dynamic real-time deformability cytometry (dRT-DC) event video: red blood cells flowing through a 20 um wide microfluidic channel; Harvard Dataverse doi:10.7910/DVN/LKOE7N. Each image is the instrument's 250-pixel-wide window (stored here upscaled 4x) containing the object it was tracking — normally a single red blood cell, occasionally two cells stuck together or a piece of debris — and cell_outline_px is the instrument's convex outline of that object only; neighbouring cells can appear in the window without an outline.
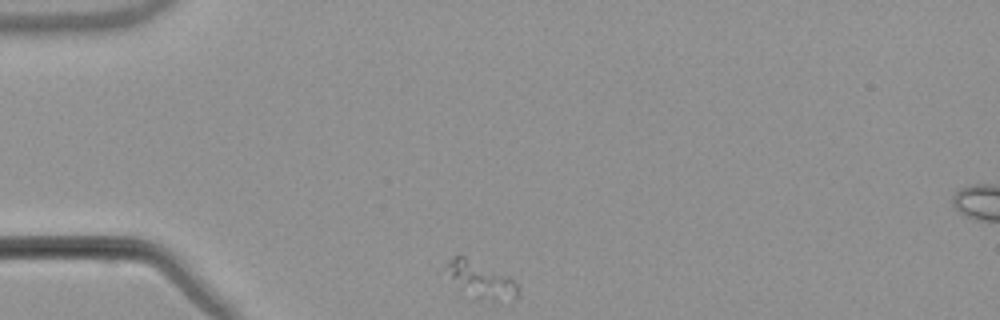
{"species": "common noctule bat (a hibernating species)", "species_latin": "Nyctalus noctula", "temperature_condition": "warm", "stored_images_in_passage": 34, "camera_frame_rate_fps": 3000, "um_per_image_px": 0.085, "animal": {"sex": "male", "body_mass_g": 21.5, "forearm_length_mm": 52.0}, "frame": {"image": 1, "passage_image": 1, "time_ms": 0.0, "image_size_px": [1000, 320], "cell_outline_px": [[520, 296], [492, 304], [472, 300], [444, 268], [444, 264], [452, 256], [464, 256], [508, 276], [516, 284], [520, 292]], "centroid_in_image_um": [40.9, 23.87], "position_along_channel_um": 44.1, "area_um2": 15.49}}
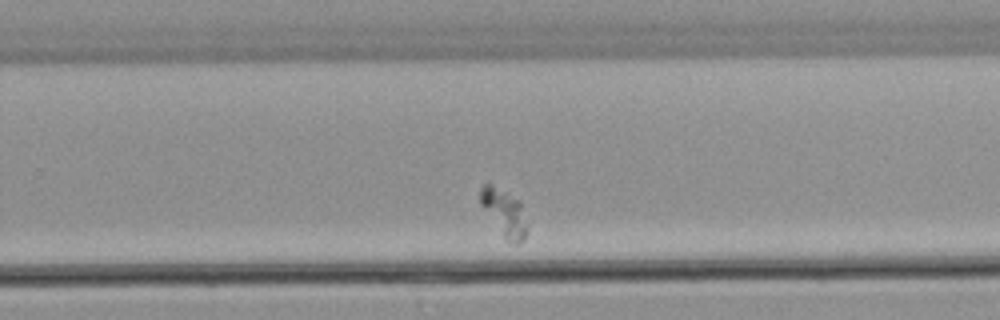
{"frame": {"image": 2, "passage_image": 25, "time_ms": 8.0, "image_size_px": [1000, 320], "cell_outline_px": [[528, 228], [524, 240], [520, 244], [512, 244], [504, 236], [480, 204], [480, 188], [484, 184], [488, 184], [520, 200], [528, 224]], "centroid_in_image_um": [42.91, 18.12], "position_along_channel_um": 286.9, "area_um2": 12.54}}
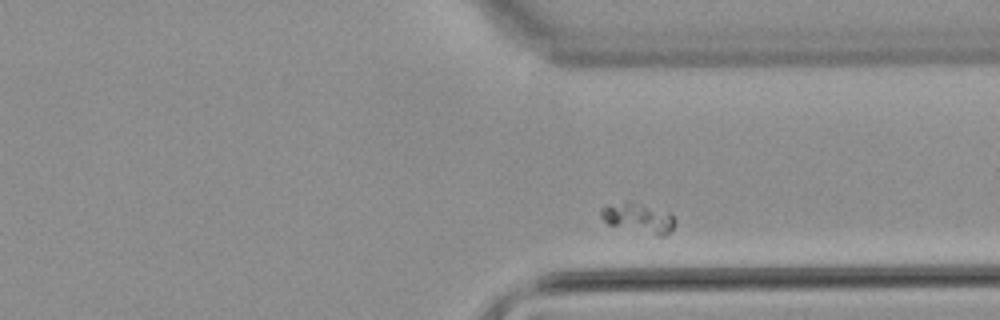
{"frame": {"image": 3, "passage_image": 31, "time_ms": 10.0, "image_size_px": [1000, 320], "cell_outline_px": [[672, 228], [664, 236], [656, 236], [608, 224], [600, 216], [600, 208], [624, 204], [632, 204], [668, 212], [672, 216]], "centroid_in_image_um": [54.25, 18.6], "position_along_channel_um": 357.2, "area_um2": 11.73}}